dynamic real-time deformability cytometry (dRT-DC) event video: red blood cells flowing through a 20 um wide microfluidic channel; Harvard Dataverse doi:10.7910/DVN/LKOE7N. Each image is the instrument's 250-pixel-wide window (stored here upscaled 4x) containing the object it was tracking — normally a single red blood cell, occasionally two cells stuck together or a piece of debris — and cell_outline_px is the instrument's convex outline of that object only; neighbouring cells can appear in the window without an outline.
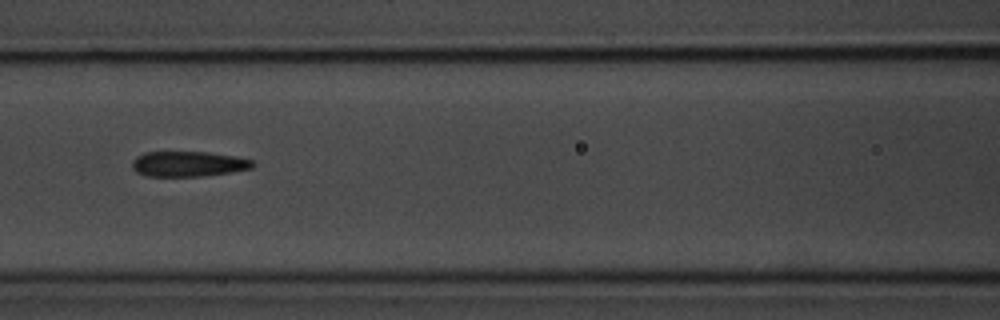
{"species": "common noctule bat (a hibernating species)", "species_latin": "Nyctalus noctula", "temperature_condition": "room temperature", "stored_images_in_passage": 6, "camera_frame_rate_fps": 3000, "um_per_image_px": 0.085, "animal": {"sex": "male", "body_mass_g": 20.1, "forearm_length_mm": 53.5}, "frame": {"image": 1, "passage_image": 3, "time_ms": 2.333, "image_size_px": [1000, 320], "cell_outline_px": [[256, 164], [252, 168], [204, 176], [144, 176], [136, 172], [132, 168], [132, 160], [136, 156], [144, 152], [208, 152], [232, 156], [252, 160]], "centroid_in_image_um": [15.95, 13.93], "position_along_channel_um": 150.6, "area_um2": 17.74}}
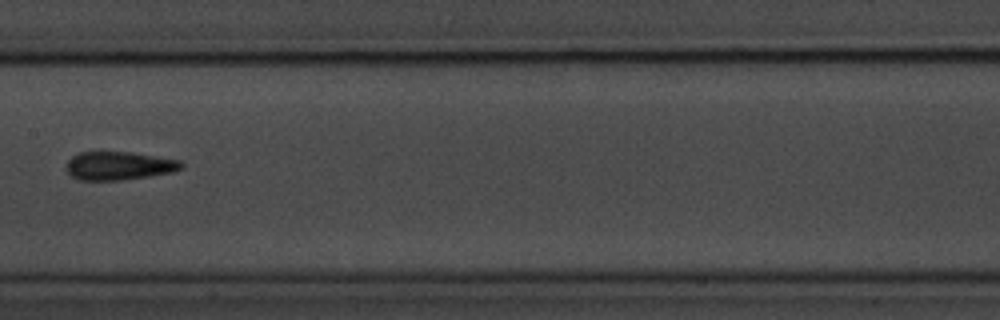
{"frame": {"image": 2, "passage_image": 4, "time_ms": 3.667, "image_size_px": [1000, 320], "cell_outline_px": [[184, 168], [172, 172], [124, 180], [76, 180], [64, 168], [64, 164], [72, 156], [80, 152], [128, 152], [180, 160], [184, 164]], "centroid_in_image_um": [10.07, 14.1], "position_along_channel_um": 197.3, "area_um2": 19.13}}